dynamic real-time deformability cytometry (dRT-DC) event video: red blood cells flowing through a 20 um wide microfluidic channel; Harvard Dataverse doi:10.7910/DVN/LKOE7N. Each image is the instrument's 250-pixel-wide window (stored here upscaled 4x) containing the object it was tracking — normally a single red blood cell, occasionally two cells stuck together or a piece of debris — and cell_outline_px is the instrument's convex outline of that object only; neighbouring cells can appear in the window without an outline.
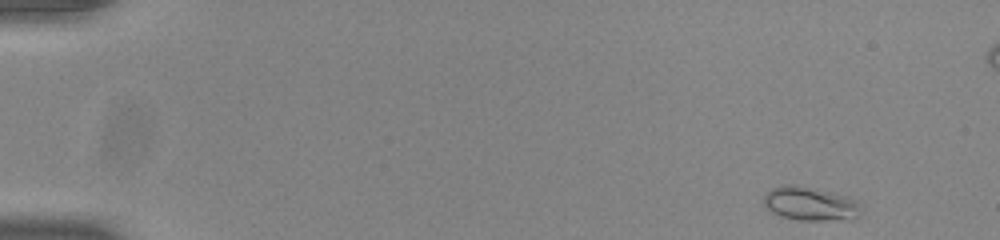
{"species": "common noctule bat (a hibernating species)", "species_latin": "Nyctalus noctula", "temperature_condition": "room temperature", "stored_images_in_passage": 51, "camera_frame_rate_fps": 3000, "um_per_image_px": 0.085, "animal": {"sex": "male", "body_mass_g": 20.0, "forearm_length_mm": 53.3}, "frame": {"image": 1, "passage_image": 1, "time_ms": 0.0, "image_size_px": [1000, 240], "cell_outline_px": [[860, 216], [848, 220], [800, 220], [780, 216], [772, 212], [764, 204], [764, 196], [772, 188], [784, 184], [792, 184], [848, 196], [856, 200]], "centroid_in_image_um": [68.86, 17.33], "position_along_channel_um": 16.1, "area_um2": 18.9}}
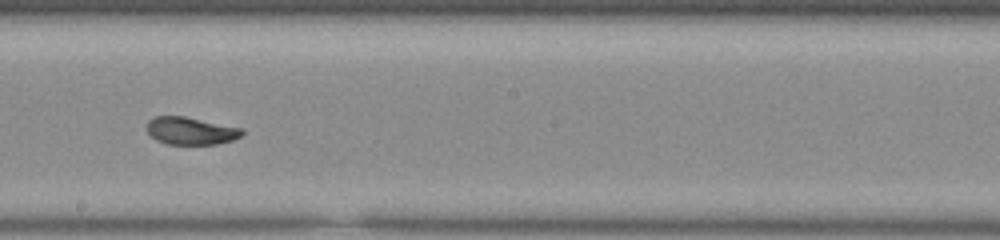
{"frame": {"image": 2, "passage_image": 28, "time_ms": 9.0, "image_size_px": [1000, 240], "cell_outline_px": [[244, 132], [240, 136], [232, 140], [216, 144], [168, 144], [156, 140], [148, 132], [148, 120], [156, 116], [184, 116], [244, 128]], "centroid_in_image_um": [16.24, 11.11], "position_along_channel_um": 232.0, "area_um2": 15.2}}
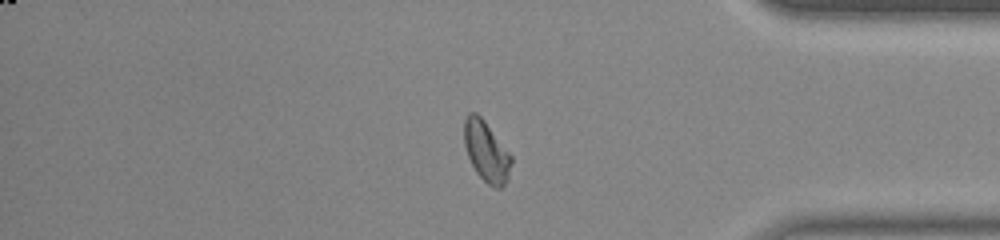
{"frame": {"image": 3, "passage_image": 42, "time_ms": 13.667, "image_size_px": [1000, 240], "cell_outline_px": [[512, 160], [508, 180], [500, 188], [496, 188], [488, 184], [476, 172], [468, 156], [464, 144], [464, 120], [468, 112], [476, 112], [484, 120], [512, 156]], "centroid_in_image_um": [41.34, 12.86], "position_along_channel_um": 393.9, "area_um2": 16.53}, "authors_computed_cell_mechanics": {"area_um2": 16.0106, "velocity_mm_per_s": 3.8769, "shape_relaxation_time_tau1_ms": 4.1137, "shape_relaxation_time_tau2_ms": 1.4421, "deformation_change_tau1": 0.127, "deformation_change_tau2": 0.0458}}